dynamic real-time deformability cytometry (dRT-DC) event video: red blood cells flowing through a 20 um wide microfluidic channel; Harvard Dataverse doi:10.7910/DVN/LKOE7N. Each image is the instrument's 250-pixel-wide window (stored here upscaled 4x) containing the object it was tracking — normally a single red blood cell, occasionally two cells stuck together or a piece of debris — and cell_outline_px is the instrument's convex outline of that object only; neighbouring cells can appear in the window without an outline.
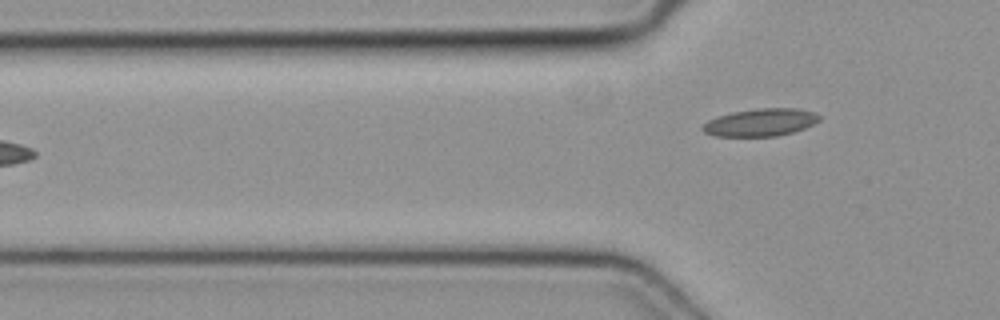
{"species": "common noctule bat (a hibernating species)", "species_latin": "Nyctalus noctula", "temperature_condition": "cold", "stored_images_in_passage": 5, "camera_frame_rate_fps": 3000, "um_per_image_px": 0.085, "animal": {"sex": "female", "body_mass_g": 19.3, "forearm_length_mm": 54.1}, "frame": {"image": 1, "passage_image": 5, "time_ms": 1.333, "image_size_px": [1000, 320], "cell_outline_px": [[820, 120], [804, 128], [792, 132], [776, 136], [712, 136], [704, 132], [700, 128], [708, 120], [716, 116], [732, 112], [756, 108], [800, 108], [812, 112], [820, 116]], "centroid_in_image_um": [64.61, 10.4], "position_along_channel_um": 61.2, "area_um2": 18.79}}